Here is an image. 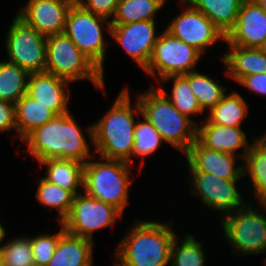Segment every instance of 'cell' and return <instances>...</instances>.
Returning a JSON list of instances; mask_svg holds the SVG:
<instances>
[{
	"instance_id": "1",
	"label": "cell",
	"mask_w": 266,
	"mask_h": 266,
	"mask_svg": "<svg viewBox=\"0 0 266 266\" xmlns=\"http://www.w3.org/2000/svg\"><path fill=\"white\" fill-rule=\"evenodd\" d=\"M131 103L128 89H122L110 110L85 130L100 159L123 160L131 164L137 123L134 115L141 114L138 100L134 110Z\"/></svg>"
},
{
	"instance_id": "2",
	"label": "cell",
	"mask_w": 266,
	"mask_h": 266,
	"mask_svg": "<svg viewBox=\"0 0 266 266\" xmlns=\"http://www.w3.org/2000/svg\"><path fill=\"white\" fill-rule=\"evenodd\" d=\"M70 114L56 115L22 140L38 163L48 159H67L85 164L93 158L81 127Z\"/></svg>"
},
{
	"instance_id": "3",
	"label": "cell",
	"mask_w": 266,
	"mask_h": 266,
	"mask_svg": "<svg viewBox=\"0 0 266 266\" xmlns=\"http://www.w3.org/2000/svg\"><path fill=\"white\" fill-rule=\"evenodd\" d=\"M119 243L114 266H167L177 234L172 224L135 221Z\"/></svg>"
},
{
	"instance_id": "4",
	"label": "cell",
	"mask_w": 266,
	"mask_h": 266,
	"mask_svg": "<svg viewBox=\"0 0 266 266\" xmlns=\"http://www.w3.org/2000/svg\"><path fill=\"white\" fill-rule=\"evenodd\" d=\"M142 118L150 122L162 140L184 154L197 140V124L179 112L166 95L151 86L136 97Z\"/></svg>"
},
{
	"instance_id": "5",
	"label": "cell",
	"mask_w": 266,
	"mask_h": 266,
	"mask_svg": "<svg viewBox=\"0 0 266 266\" xmlns=\"http://www.w3.org/2000/svg\"><path fill=\"white\" fill-rule=\"evenodd\" d=\"M84 164V193L117 208L122 214L129 199L131 165L123 160L102 159Z\"/></svg>"
},
{
	"instance_id": "6",
	"label": "cell",
	"mask_w": 266,
	"mask_h": 266,
	"mask_svg": "<svg viewBox=\"0 0 266 266\" xmlns=\"http://www.w3.org/2000/svg\"><path fill=\"white\" fill-rule=\"evenodd\" d=\"M45 71L70 82L89 79L95 87L105 90L101 71L65 33L47 37Z\"/></svg>"
},
{
	"instance_id": "7",
	"label": "cell",
	"mask_w": 266,
	"mask_h": 266,
	"mask_svg": "<svg viewBox=\"0 0 266 266\" xmlns=\"http://www.w3.org/2000/svg\"><path fill=\"white\" fill-rule=\"evenodd\" d=\"M103 24L110 34L111 20L85 10L76 1L70 7L64 33L75 43L80 51L101 71L104 78V59L107 45L103 36Z\"/></svg>"
},
{
	"instance_id": "8",
	"label": "cell",
	"mask_w": 266,
	"mask_h": 266,
	"mask_svg": "<svg viewBox=\"0 0 266 266\" xmlns=\"http://www.w3.org/2000/svg\"><path fill=\"white\" fill-rule=\"evenodd\" d=\"M224 237L234 253L245 256L266 250V215L251 203L236 211L222 215Z\"/></svg>"
},
{
	"instance_id": "9",
	"label": "cell",
	"mask_w": 266,
	"mask_h": 266,
	"mask_svg": "<svg viewBox=\"0 0 266 266\" xmlns=\"http://www.w3.org/2000/svg\"><path fill=\"white\" fill-rule=\"evenodd\" d=\"M202 54L183 42L172 36L165 29L153 49L152 56L147 67L143 70L147 75H151L157 82L174 75H186L196 71V65L199 63Z\"/></svg>"
},
{
	"instance_id": "10",
	"label": "cell",
	"mask_w": 266,
	"mask_h": 266,
	"mask_svg": "<svg viewBox=\"0 0 266 266\" xmlns=\"http://www.w3.org/2000/svg\"><path fill=\"white\" fill-rule=\"evenodd\" d=\"M8 60L31 73L45 72L46 40L17 14L6 33Z\"/></svg>"
},
{
	"instance_id": "11",
	"label": "cell",
	"mask_w": 266,
	"mask_h": 266,
	"mask_svg": "<svg viewBox=\"0 0 266 266\" xmlns=\"http://www.w3.org/2000/svg\"><path fill=\"white\" fill-rule=\"evenodd\" d=\"M122 213L112 205L100 201L86 193L74 196L68 215L59 223L71 235L93 240V232L114 226Z\"/></svg>"
},
{
	"instance_id": "12",
	"label": "cell",
	"mask_w": 266,
	"mask_h": 266,
	"mask_svg": "<svg viewBox=\"0 0 266 266\" xmlns=\"http://www.w3.org/2000/svg\"><path fill=\"white\" fill-rule=\"evenodd\" d=\"M191 192L199 195L202 203L212 210L224 212V215L246 206L242 194L236 188L237 181L222 179L214 174L189 171ZM195 192V193H194Z\"/></svg>"
},
{
	"instance_id": "13",
	"label": "cell",
	"mask_w": 266,
	"mask_h": 266,
	"mask_svg": "<svg viewBox=\"0 0 266 266\" xmlns=\"http://www.w3.org/2000/svg\"><path fill=\"white\" fill-rule=\"evenodd\" d=\"M187 5L165 30L203 55L216 41H225V35L205 14Z\"/></svg>"
},
{
	"instance_id": "14",
	"label": "cell",
	"mask_w": 266,
	"mask_h": 266,
	"mask_svg": "<svg viewBox=\"0 0 266 266\" xmlns=\"http://www.w3.org/2000/svg\"><path fill=\"white\" fill-rule=\"evenodd\" d=\"M111 25V37L144 70L159 38L155 20Z\"/></svg>"
},
{
	"instance_id": "15",
	"label": "cell",
	"mask_w": 266,
	"mask_h": 266,
	"mask_svg": "<svg viewBox=\"0 0 266 266\" xmlns=\"http://www.w3.org/2000/svg\"><path fill=\"white\" fill-rule=\"evenodd\" d=\"M76 0H28L17 15L42 36L65 31L68 11Z\"/></svg>"
},
{
	"instance_id": "16",
	"label": "cell",
	"mask_w": 266,
	"mask_h": 266,
	"mask_svg": "<svg viewBox=\"0 0 266 266\" xmlns=\"http://www.w3.org/2000/svg\"><path fill=\"white\" fill-rule=\"evenodd\" d=\"M266 39V11L255 0H244L234 26L225 35V43L260 48Z\"/></svg>"
},
{
	"instance_id": "17",
	"label": "cell",
	"mask_w": 266,
	"mask_h": 266,
	"mask_svg": "<svg viewBox=\"0 0 266 266\" xmlns=\"http://www.w3.org/2000/svg\"><path fill=\"white\" fill-rule=\"evenodd\" d=\"M235 154L211 150L196 140L185 153L189 171L214 174L222 179L239 180L243 175V165H236Z\"/></svg>"
},
{
	"instance_id": "18",
	"label": "cell",
	"mask_w": 266,
	"mask_h": 266,
	"mask_svg": "<svg viewBox=\"0 0 266 266\" xmlns=\"http://www.w3.org/2000/svg\"><path fill=\"white\" fill-rule=\"evenodd\" d=\"M70 81L48 72L31 73L27 95L50 108L56 115L68 113Z\"/></svg>"
},
{
	"instance_id": "19",
	"label": "cell",
	"mask_w": 266,
	"mask_h": 266,
	"mask_svg": "<svg viewBox=\"0 0 266 266\" xmlns=\"http://www.w3.org/2000/svg\"><path fill=\"white\" fill-rule=\"evenodd\" d=\"M203 123L205 124L197 126V140L203 146L229 154H234L239 148H244L239 154L244 159L251 144L248 143L242 127L211 124L207 120Z\"/></svg>"
},
{
	"instance_id": "20",
	"label": "cell",
	"mask_w": 266,
	"mask_h": 266,
	"mask_svg": "<svg viewBox=\"0 0 266 266\" xmlns=\"http://www.w3.org/2000/svg\"><path fill=\"white\" fill-rule=\"evenodd\" d=\"M228 46L229 52L220 57L227 68L224 75L239 82L248 75L266 73V53L260 48Z\"/></svg>"
},
{
	"instance_id": "21",
	"label": "cell",
	"mask_w": 266,
	"mask_h": 266,
	"mask_svg": "<svg viewBox=\"0 0 266 266\" xmlns=\"http://www.w3.org/2000/svg\"><path fill=\"white\" fill-rule=\"evenodd\" d=\"M93 240L64 232L47 266H92Z\"/></svg>"
},
{
	"instance_id": "22",
	"label": "cell",
	"mask_w": 266,
	"mask_h": 266,
	"mask_svg": "<svg viewBox=\"0 0 266 266\" xmlns=\"http://www.w3.org/2000/svg\"><path fill=\"white\" fill-rule=\"evenodd\" d=\"M243 175H249L259 206L266 205V133L254 139L244 157Z\"/></svg>"
},
{
	"instance_id": "23",
	"label": "cell",
	"mask_w": 266,
	"mask_h": 266,
	"mask_svg": "<svg viewBox=\"0 0 266 266\" xmlns=\"http://www.w3.org/2000/svg\"><path fill=\"white\" fill-rule=\"evenodd\" d=\"M39 164L47 167L46 177L44 176L46 180L71 192L74 196L81 193L84 163L67 159H48L40 161Z\"/></svg>"
},
{
	"instance_id": "24",
	"label": "cell",
	"mask_w": 266,
	"mask_h": 266,
	"mask_svg": "<svg viewBox=\"0 0 266 266\" xmlns=\"http://www.w3.org/2000/svg\"><path fill=\"white\" fill-rule=\"evenodd\" d=\"M16 133L23 140L34 129L53 119L56 114L27 94L15 103Z\"/></svg>"
},
{
	"instance_id": "25",
	"label": "cell",
	"mask_w": 266,
	"mask_h": 266,
	"mask_svg": "<svg viewBox=\"0 0 266 266\" xmlns=\"http://www.w3.org/2000/svg\"><path fill=\"white\" fill-rule=\"evenodd\" d=\"M244 0H179L205 14L226 35L234 26Z\"/></svg>"
},
{
	"instance_id": "26",
	"label": "cell",
	"mask_w": 266,
	"mask_h": 266,
	"mask_svg": "<svg viewBox=\"0 0 266 266\" xmlns=\"http://www.w3.org/2000/svg\"><path fill=\"white\" fill-rule=\"evenodd\" d=\"M239 93L225 94L222 100L209 112L207 121L229 127H241V123L248 115V105Z\"/></svg>"
},
{
	"instance_id": "27",
	"label": "cell",
	"mask_w": 266,
	"mask_h": 266,
	"mask_svg": "<svg viewBox=\"0 0 266 266\" xmlns=\"http://www.w3.org/2000/svg\"><path fill=\"white\" fill-rule=\"evenodd\" d=\"M30 73L9 61H0V99L15 104L27 94Z\"/></svg>"
},
{
	"instance_id": "28",
	"label": "cell",
	"mask_w": 266,
	"mask_h": 266,
	"mask_svg": "<svg viewBox=\"0 0 266 266\" xmlns=\"http://www.w3.org/2000/svg\"><path fill=\"white\" fill-rule=\"evenodd\" d=\"M167 0H120L111 24L154 20Z\"/></svg>"
},
{
	"instance_id": "29",
	"label": "cell",
	"mask_w": 266,
	"mask_h": 266,
	"mask_svg": "<svg viewBox=\"0 0 266 266\" xmlns=\"http://www.w3.org/2000/svg\"><path fill=\"white\" fill-rule=\"evenodd\" d=\"M169 80L173 81L171 95L162 88L160 89L166 97L171 101V103L179 110L180 113L190 116L202 113L203 111L199 106L195 95L193 94L190 84H189V73L186 75H174L162 79V82Z\"/></svg>"
},
{
	"instance_id": "30",
	"label": "cell",
	"mask_w": 266,
	"mask_h": 266,
	"mask_svg": "<svg viewBox=\"0 0 266 266\" xmlns=\"http://www.w3.org/2000/svg\"><path fill=\"white\" fill-rule=\"evenodd\" d=\"M189 84L203 112L214 108L228 90V87L219 85V81L197 70L189 73Z\"/></svg>"
},
{
	"instance_id": "31",
	"label": "cell",
	"mask_w": 266,
	"mask_h": 266,
	"mask_svg": "<svg viewBox=\"0 0 266 266\" xmlns=\"http://www.w3.org/2000/svg\"><path fill=\"white\" fill-rule=\"evenodd\" d=\"M179 241L180 238L176 236L172 243L169 262L171 266H205L206 255L200 241L187 233L185 238Z\"/></svg>"
},
{
	"instance_id": "32",
	"label": "cell",
	"mask_w": 266,
	"mask_h": 266,
	"mask_svg": "<svg viewBox=\"0 0 266 266\" xmlns=\"http://www.w3.org/2000/svg\"><path fill=\"white\" fill-rule=\"evenodd\" d=\"M36 198L49 210L50 207L55 208L59 215L58 221L61 223L70 212L74 195L42 177L39 179Z\"/></svg>"
},
{
	"instance_id": "33",
	"label": "cell",
	"mask_w": 266,
	"mask_h": 266,
	"mask_svg": "<svg viewBox=\"0 0 266 266\" xmlns=\"http://www.w3.org/2000/svg\"><path fill=\"white\" fill-rule=\"evenodd\" d=\"M143 122H137L134 131V147L132 156L142 158L149 157L161 146L163 140L153 125L143 118Z\"/></svg>"
},
{
	"instance_id": "34",
	"label": "cell",
	"mask_w": 266,
	"mask_h": 266,
	"mask_svg": "<svg viewBox=\"0 0 266 266\" xmlns=\"http://www.w3.org/2000/svg\"><path fill=\"white\" fill-rule=\"evenodd\" d=\"M2 266H29L34 263L29 237H17L2 244Z\"/></svg>"
},
{
	"instance_id": "35",
	"label": "cell",
	"mask_w": 266,
	"mask_h": 266,
	"mask_svg": "<svg viewBox=\"0 0 266 266\" xmlns=\"http://www.w3.org/2000/svg\"><path fill=\"white\" fill-rule=\"evenodd\" d=\"M65 232V228L61 224L60 230L56 234H40L34 238H30L33 260L35 264L47 266L50 262L56 246L59 242V237Z\"/></svg>"
},
{
	"instance_id": "36",
	"label": "cell",
	"mask_w": 266,
	"mask_h": 266,
	"mask_svg": "<svg viewBox=\"0 0 266 266\" xmlns=\"http://www.w3.org/2000/svg\"><path fill=\"white\" fill-rule=\"evenodd\" d=\"M76 2L85 10L97 16L112 20L120 0H76Z\"/></svg>"
},
{
	"instance_id": "37",
	"label": "cell",
	"mask_w": 266,
	"mask_h": 266,
	"mask_svg": "<svg viewBox=\"0 0 266 266\" xmlns=\"http://www.w3.org/2000/svg\"><path fill=\"white\" fill-rule=\"evenodd\" d=\"M16 130L15 104L0 99V131Z\"/></svg>"
},
{
	"instance_id": "38",
	"label": "cell",
	"mask_w": 266,
	"mask_h": 266,
	"mask_svg": "<svg viewBox=\"0 0 266 266\" xmlns=\"http://www.w3.org/2000/svg\"><path fill=\"white\" fill-rule=\"evenodd\" d=\"M238 83L259 95L266 96V73L243 77Z\"/></svg>"
},
{
	"instance_id": "39",
	"label": "cell",
	"mask_w": 266,
	"mask_h": 266,
	"mask_svg": "<svg viewBox=\"0 0 266 266\" xmlns=\"http://www.w3.org/2000/svg\"><path fill=\"white\" fill-rule=\"evenodd\" d=\"M6 236V230L4 229L3 225L0 223V250H1V247H2V241L3 239L5 238Z\"/></svg>"
},
{
	"instance_id": "40",
	"label": "cell",
	"mask_w": 266,
	"mask_h": 266,
	"mask_svg": "<svg viewBox=\"0 0 266 266\" xmlns=\"http://www.w3.org/2000/svg\"><path fill=\"white\" fill-rule=\"evenodd\" d=\"M255 2L264 10L266 11V0H255Z\"/></svg>"
},
{
	"instance_id": "41",
	"label": "cell",
	"mask_w": 266,
	"mask_h": 266,
	"mask_svg": "<svg viewBox=\"0 0 266 266\" xmlns=\"http://www.w3.org/2000/svg\"><path fill=\"white\" fill-rule=\"evenodd\" d=\"M260 49L266 53V39L264 40L263 44L260 46Z\"/></svg>"
},
{
	"instance_id": "42",
	"label": "cell",
	"mask_w": 266,
	"mask_h": 266,
	"mask_svg": "<svg viewBox=\"0 0 266 266\" xmlns=\"http://www.w3.org/2000/svg\"><path fill=\"white\" fill-rule=\"evenodd\" d=\"M29 266H42V265H38V264L33 263V264L29 265Z\"/></svg>"
},
{
	"instance_id": "43",
	"label": "cell",
	"mask_w": 266,
	"mask_h": 266,
	"mask_svg": "<svg viewBox=\"0 0 266 266\" xmlns=\"http://www.w3.org/2000/svg\"><path fill=\"white\" fill-rule=\"evenodd\" d=\"M0 266H2V259H1V255H0Z\"/></svg>"
}]
</instances>
